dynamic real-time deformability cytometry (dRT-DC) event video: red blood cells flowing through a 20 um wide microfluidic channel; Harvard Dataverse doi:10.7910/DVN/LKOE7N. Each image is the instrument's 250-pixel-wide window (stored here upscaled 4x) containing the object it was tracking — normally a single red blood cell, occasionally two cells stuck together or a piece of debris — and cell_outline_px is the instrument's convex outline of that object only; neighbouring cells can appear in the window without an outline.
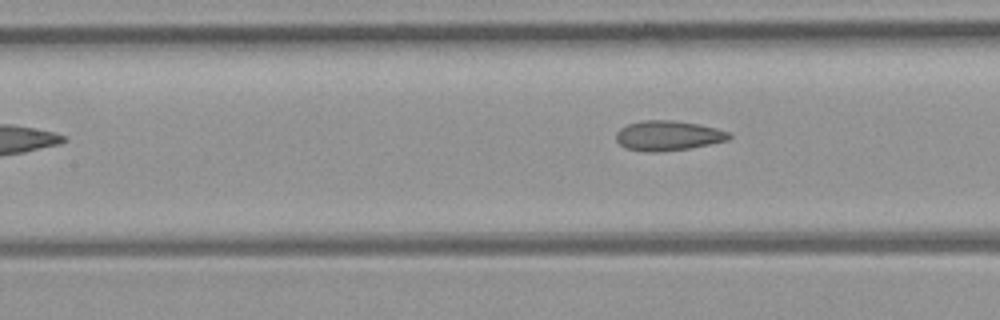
{"species": "common noctule bat (a hibernating species)", "species_latin": "Nyctalus noctula", "temperature_condition": "room temperature", "stored_images_in_passage": 5, "camera_frame_rate_fps": 3000, "um_per_image_px": 0.085, "animal": {"sex": "female", "body_mass_g": 21.9}, "frame": {"image": 1, "passage_image": 5, "time_ms": 4.333, "image_size_px": [1000, 320], "cell_outline_px": [[732, 136], [728, 140], [688, 148], [656, 152], [648, 152], [628, 148], [620, 144], [616, 140], [616, 132], [620, 128], [628, 124], [644, 120], [676, 120], [700, 124], [716, 128], [728, 132]], "centroid_in_image_um": [56.78, 11.51], "position_along_channel_um": 150.6, "area_um2": 19.54}}